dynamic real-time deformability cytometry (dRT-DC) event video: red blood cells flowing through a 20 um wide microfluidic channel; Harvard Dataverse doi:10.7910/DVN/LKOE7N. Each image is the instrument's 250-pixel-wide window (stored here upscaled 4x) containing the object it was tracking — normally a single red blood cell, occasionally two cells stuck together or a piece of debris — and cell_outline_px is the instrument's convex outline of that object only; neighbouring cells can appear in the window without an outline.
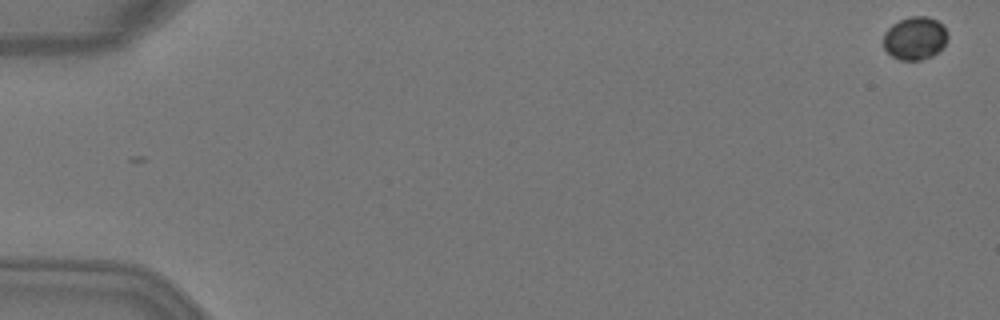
{"species": "Egyptian fruit bat (a non-hibernating species)", "species_latin": "Rousettus aegyptiacus", "temperature_condition": "warm", "stored_images_in_passage": 5, "camera_frame_rate_fps": 3000, "um_per_image_px": 0.085, "animal": {"sex": "female"}, "frame": {"image": 1, "passage_image": 1, "time_ms": 0.0, "image_size_px": [1000, 320], "cell_outline_px": [[948, 40], [932, 56], [920, 60], [900, 60], [892, 56], [884, 48], [884, 32], [892, 24], [908, 16], [928, 16], [944, 24], [948, 32]], "centroid_in_image_um": [77.78, 3.23], "position_along_channel_um": 7.2, "area_um2": 16.24}}